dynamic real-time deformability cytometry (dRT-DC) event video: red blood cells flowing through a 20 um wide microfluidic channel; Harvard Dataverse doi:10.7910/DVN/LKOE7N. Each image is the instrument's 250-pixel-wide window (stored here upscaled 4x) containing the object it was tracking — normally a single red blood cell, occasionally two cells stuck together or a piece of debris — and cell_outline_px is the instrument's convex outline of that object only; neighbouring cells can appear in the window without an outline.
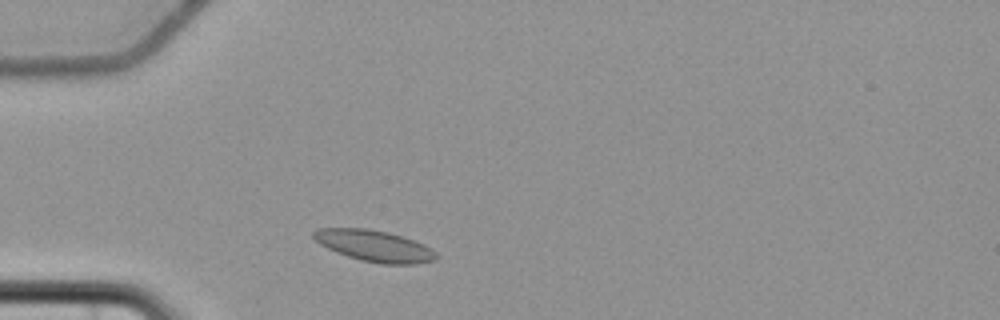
{"species": "common noctule bat (a hibernating species)", "species_latin": "Nyctalus noctula", "temperature_condition": "cold", "stored_images_in_passage": 2, "camera_frame_rate_fps": 3000, "um_per_image_px": 0.085, "animal": {"sex": "female", "body_mass_g": 22.7, "forearm_length_mm": 54.2}, "frame": {"image": 1, "passage_image": 2, "time_ms": 1.333, "image_size_px": [1000, 320], "cell_outline_px": [[440, 256], [436, 260], [416, 264], [380, 264], [360, 260], [336, 252], [320, 244], [312, 236], [312, 232], [316, 228], [368, 228], [388, 232], [424, 244], [432, 248]], "centroid_in_image_um": [31.84, 20.9], "position_along_channel_um": 53.2, "area_um2": 22.54}}